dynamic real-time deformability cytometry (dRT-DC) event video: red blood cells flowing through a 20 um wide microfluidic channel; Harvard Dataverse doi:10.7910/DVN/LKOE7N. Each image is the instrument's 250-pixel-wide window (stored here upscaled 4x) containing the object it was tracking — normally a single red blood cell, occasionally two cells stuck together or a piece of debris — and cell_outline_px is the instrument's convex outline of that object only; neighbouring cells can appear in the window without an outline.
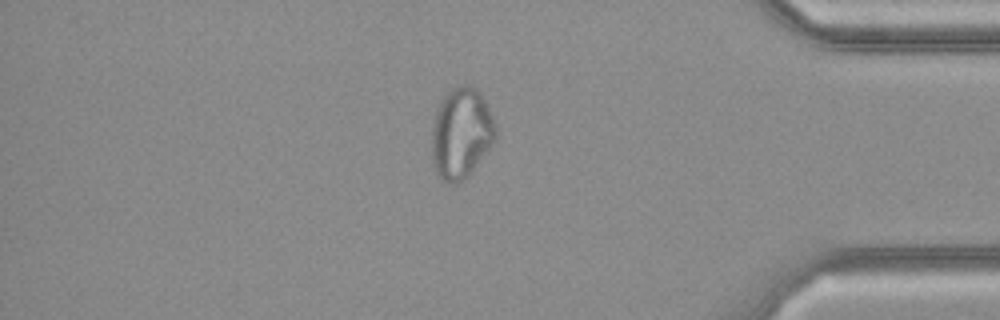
{"species": "common noctule bat (a hibernating species)", "species_latin": "Nyctalus noctula", "temperature_condition": "cold", "stored_images_in_passage": 34, "camera_frame_rate_fps": 3000, "um_per_image_px": 0.085, "animal": {"sex": "female", "body_mass_g": 21.9}, "frame": {"image": 1, "passage_image": 29, "time_ms": 9.333, "image_size_px": [1000, 320], "cell_outline_px": [[496, 140], [472, 172], [460, 184], [448, 184], [440, 180], [432, 164], [432, 124], [436, 112], [444, 96], [456, 84], [472, 84], [480, 92], [496, 124]], "centroid_in_image_um": [39.2, 11.36], "position_along_channel_um": 396.0, "area_um2": 34.39}}